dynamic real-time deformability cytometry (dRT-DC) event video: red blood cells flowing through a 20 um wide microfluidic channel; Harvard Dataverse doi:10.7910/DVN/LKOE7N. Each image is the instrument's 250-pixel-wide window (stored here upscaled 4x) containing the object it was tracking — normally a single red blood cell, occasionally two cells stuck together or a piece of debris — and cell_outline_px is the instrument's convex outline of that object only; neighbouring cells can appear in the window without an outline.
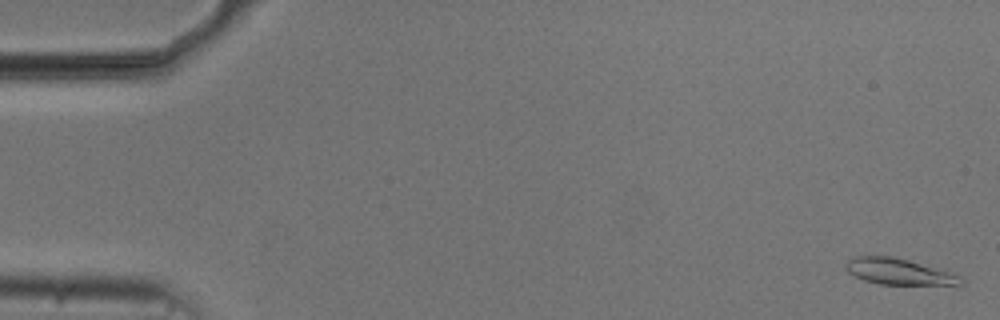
{"species": "common noctule bat (a hibernating species)", "species_latin": "Nyctalus noctula", "temperature_condition": "cold", "stored_images_in_passage": 55, "camera_frame_rate_fps": 3000, "um_per_image_px": 0.085, "animal": {"sex": "male", "body_mass_g": 20.5, "forearm_length_mm": 52.5}, "frame": {"image": 1, "passage_image": 1, "time_ms": 0.0, "image_size_px": [1000, 320], "cell_outline_px": [[964, 284], [880, 284], [864, 280], [848, 272], [844, 268], [844, 264], [848, 260], [856, 256], [892, 256], [908, 260], [956, 276], [964, 280]], "centroid_in_image_um": [76.25, 23.08], "position_along_channel_um": 8.8, "area_um2": 16.76}}
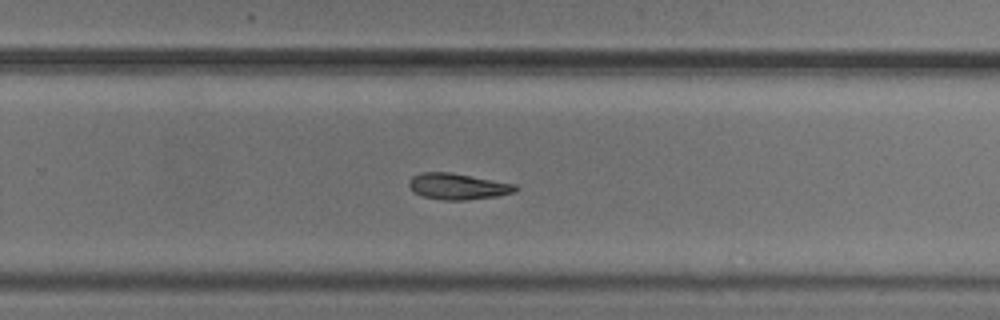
{"frame": {"image": 2, "passage_image": 35, "time_ms": 11.333, "image_size_px": [1000, 320], "cell_outline_px": [[520, 188], [516, 192], [496, 196], [464, 200], [444, 200], [424, 196], [412, 192], [408, 184], [408, 180], [412, 176], [420, 172], [452, 172], [516, 184]], "centroid_in_image_um": [38.91, 15.83], "position_along_channel_um": 290.9, "area_um2": 16.42}}
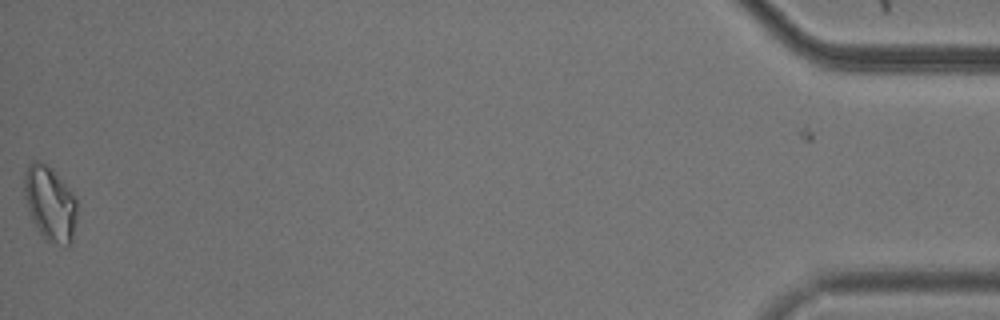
{"frame": {"image": 3, "passage_image": 54, "time_ms": 17.667, "image_size_px": [1000, 320], "cell_outline_px": [[76, 216], [72, 244], [68, 244], [44, 240], [32, 220], [28, 212], [24, 196], [24, 172], [28, 164], [32, 160], [40, 160], [52, 168], [76, 196]], "centroid_in_image_um": [4.23, 17.25], "position_along_channel_um": 431.0, "area_um2": 23.18}}